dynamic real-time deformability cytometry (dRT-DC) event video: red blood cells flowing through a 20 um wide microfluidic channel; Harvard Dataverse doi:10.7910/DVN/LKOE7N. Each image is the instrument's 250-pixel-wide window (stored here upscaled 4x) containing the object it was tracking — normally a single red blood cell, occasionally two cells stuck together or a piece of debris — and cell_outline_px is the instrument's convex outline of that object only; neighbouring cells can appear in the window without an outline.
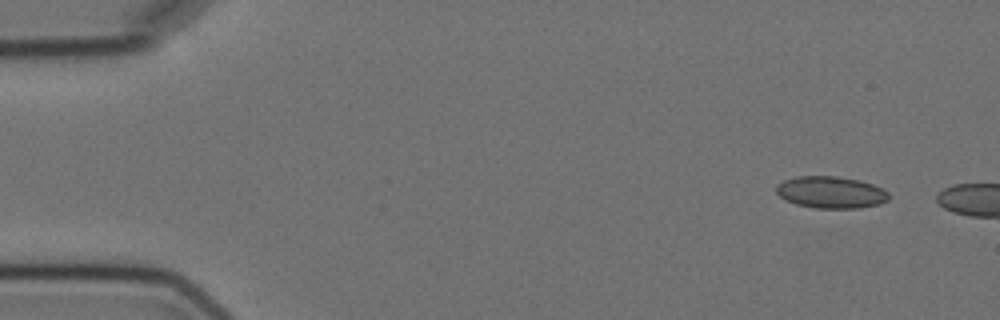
{"species": "Egyptian fruit bat (a non-hibernating species)", "species_latin": "Rousettus aegyptiacus", "temperature_condition": "cold", "stored_images_in_passage": 3, "camera_frame_rate_fps": 3000, "um_per_image_px": 0.085, "animal": {"sex": "female"}, "frame": {"image": 1, "passage_image": 1, "time_ms": 0.0, "image_size_px": [1000, 320], "cell_outline_px": [[888, 200], [880, 204], [860, 208], [816, 208], [796, 204], [780, 196], [776, 192], [776, 184], [784, 180], [796, 176], [836, 176], [860, 180], [884, 188], [888, 192]], "centroid_in_image_um": [70.64, 16.34], "position_along_channel_um": 14.4, "area_um2": 20.98}}